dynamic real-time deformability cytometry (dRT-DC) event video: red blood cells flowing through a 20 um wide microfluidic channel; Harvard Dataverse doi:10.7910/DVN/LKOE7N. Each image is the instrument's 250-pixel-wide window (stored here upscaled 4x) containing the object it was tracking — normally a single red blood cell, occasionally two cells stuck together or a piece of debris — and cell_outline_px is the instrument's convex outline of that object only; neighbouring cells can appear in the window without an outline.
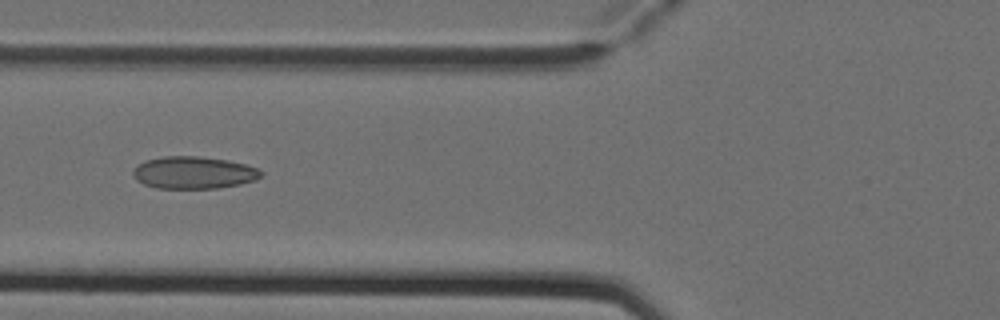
{"species": "Egyptian fruit bat (a non-hibernating species)", "species_latin": "Rousettus aegyptiacus", "temperature_condition": "cold", "stored_images_in_passage": 6, "camera_frame_rate_fps": 3000, "um_per_image_px": 0.085, "animal": {"sex": "female"}, "frame": {"image": 1, "passage_image": 6, "time_ms": 1.667, "image_size_px": [1000, 320], "cell_outline_px": [[264, 172], [256, 180], [240, 184], [216, 188], [156, 188], [144, 184], [136, 180], [132, 176], [132, 172], [144, 160], [164, 156], [196, 156], [228, 160], [244, 164], [256, 168]], "centroid_in_image_um": [16.45, 14.67], "position_along_channel_um": 109.4, "area_um2": 23.99}}